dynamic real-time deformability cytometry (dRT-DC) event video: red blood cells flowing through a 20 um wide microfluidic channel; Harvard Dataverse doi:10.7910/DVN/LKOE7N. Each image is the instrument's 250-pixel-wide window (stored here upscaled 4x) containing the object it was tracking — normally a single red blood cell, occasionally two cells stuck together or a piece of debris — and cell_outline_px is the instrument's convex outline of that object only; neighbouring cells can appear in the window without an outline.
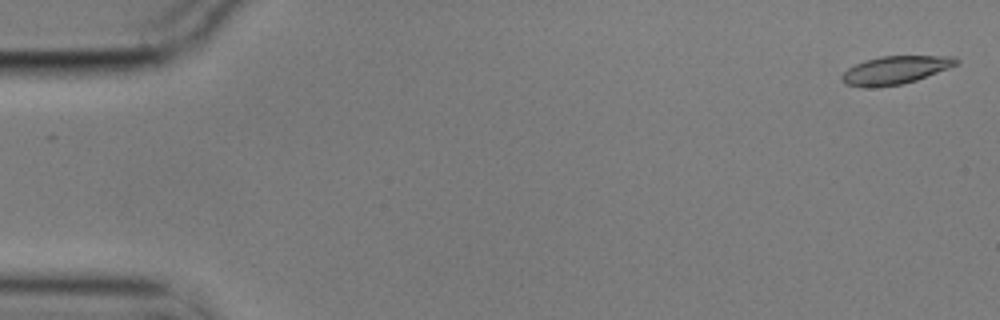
{"species": "common noctule bat (a hibernating species)", "species_latin": "Nyctalus noctula", "temperature_condition": "cold", "stored_images_in_passage": 13, "camera_frame_rate_fps": 3000, "um_per_image_px": 0.085, "animal": {"sex": "male", "body_mass_g": 17.9}, "frame": {"image": 1, "passage_image": 2, "time_ms": 0.333, "image_size_px": [1000, 320], "cell_outline_px": [[960, 60], [956, 64], [948, 68], [916, 80], [900, 84], [872, 88], [864, 88], [844, 84], [840, 80], [840, 76], [848, 68], [864, 60], [880, 56], [956, 56]], "centroid_in_image_um": [76.04, 5.96], "position_along_channel_um": 9.0, "area_um2": 18.79}}